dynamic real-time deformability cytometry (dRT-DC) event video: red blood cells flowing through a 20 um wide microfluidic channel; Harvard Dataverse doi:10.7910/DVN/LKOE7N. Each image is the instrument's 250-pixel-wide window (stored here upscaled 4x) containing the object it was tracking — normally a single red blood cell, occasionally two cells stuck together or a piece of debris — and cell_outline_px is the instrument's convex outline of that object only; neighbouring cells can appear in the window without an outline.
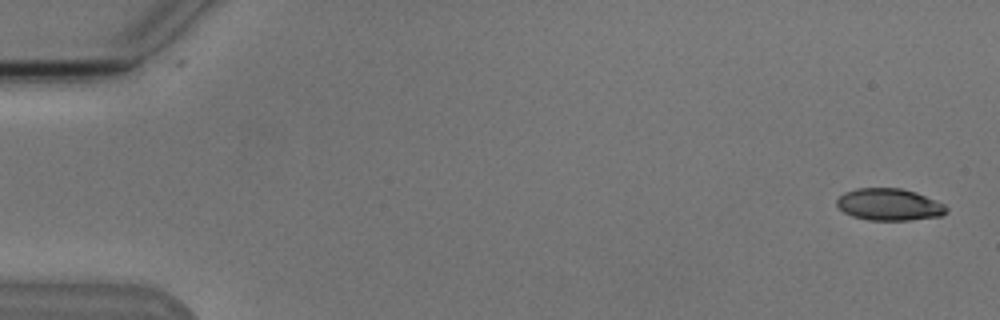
{"species": "Egyptian fruit bat (a non-hibernating species)", "species_latin": "Rousettus aegyptiacus", "temperature_condition": "cold", "stored_images_in_passage": 5, "camera_frame_rate_fps": 3000, "um_per_image_px": 0.085, "animal": {"sex": "male"}, "frame": {"image": 1, "passage_image": 1, "time_ms": 0.0, "image_size_px": [1000, 320], "cell_outline_px": [[948, 212], [940, 216], [908, 220], [868, 220], [852, 216], [844, 212], [836, 204], [836, 200], [844, 192], [856, 188], [900, 188], [916, 192], [944, 204], [948, 208]], "centroid_in_image_um": [75.58, 17.38], "position_along_channel_um": 9.4, "area_um2": 20.4}}